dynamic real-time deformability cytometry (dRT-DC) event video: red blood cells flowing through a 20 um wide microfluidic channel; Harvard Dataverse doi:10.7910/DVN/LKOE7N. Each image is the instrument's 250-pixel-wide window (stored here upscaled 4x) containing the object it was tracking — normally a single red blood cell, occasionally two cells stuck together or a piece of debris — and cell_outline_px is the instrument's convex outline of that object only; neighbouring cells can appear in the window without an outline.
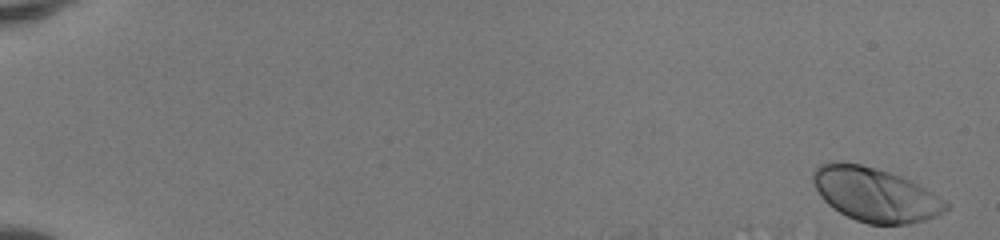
{"species": "human", "species_latin": "Homo sapiens", "temperature_condition": "room temperature", "stored_images_in_passage": 7, "camera_frame_rate_fps": 3000, "um_per_image_px": 0.085, "donor": {"sex": "female"}, "frame": {"image": 1, "passage_image": 1, "time_ms": 0.0, "image_size_px": [1000, 240], "cell_outline_px": [[948, 208], [944, 212], [936, 216], [924, 220], [908, 224], [868, 224], [856, 220], [832, 208], [820, 196], [812, 180], [812, 172], [820, 164], [832, 160], [836, 160], [860, 164], [876, 168], [912, 180], [920, 184], [944, 200], [948, 204]], "centroid_in_image_um": [74.37, 16.52], "position_along_channel_um": 10.6, "area_um2": 41.91}}